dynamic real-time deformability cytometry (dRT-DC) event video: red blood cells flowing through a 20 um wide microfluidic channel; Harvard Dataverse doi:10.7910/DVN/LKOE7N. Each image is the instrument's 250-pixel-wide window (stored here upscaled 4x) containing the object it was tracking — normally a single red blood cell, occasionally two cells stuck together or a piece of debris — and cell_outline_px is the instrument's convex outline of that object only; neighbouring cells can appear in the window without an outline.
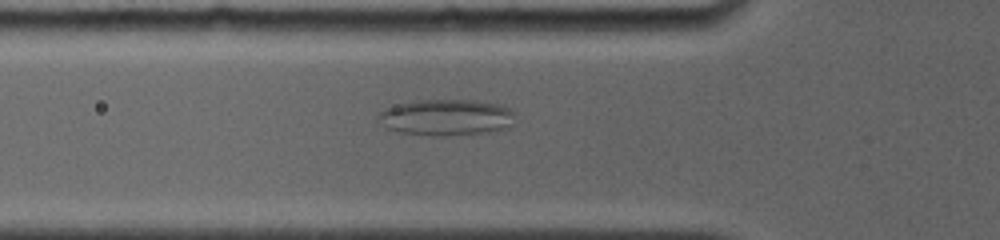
{"species": "common noctule bat (a hibernating species)", "species_latin": "Nyctalus noctula", "temperature_condition": "room temperature", "stored_images_in_passage": 42, "camera_frame_rate_fps": 4000, "um_per_image_px": 0.085, "animal": {"sex": "female", "body_mass_g": 19.0, "forearm_length_mm": 56.7}, "frame": {"image": 1, "passage_image": 17, "time_ms": 5.75, "image_size_px": [1000, 240], "cell_outline_px": [[512, 124], [508, 128], [492, 132], [448, 136], [432, 136], [400, 132], [388, 128], [376, 120], [380, 112], [384, 108], [400, 104], [424, 100], [476, 100], [500, 104], [508, 108], [512, 112]], "centroid_in_image_um": [37.94, 9.99], "position_along_channel_um": 87.9, "area_um2": 28.96}}
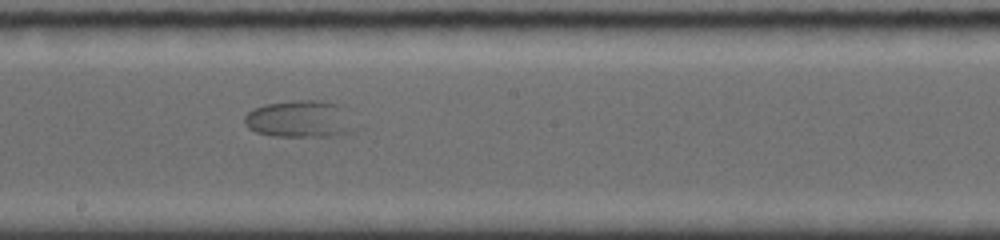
{"frame": {"image": 2, "passage_image": 25, "time_ms": 9.5, "image_size_px": [1000, 240], "cell_outline_px": [[356, 128], [352, 132], [336, 136], [272, 136], [256, 132], [248, 128], [244, 124], [244, 116], [252, 108], [264, 104], [296, 100], [320, 100], [340, 104], [344, 108]], "centroid_in_image_um": [25.48, 10.12], "position_along_channel_um": 222.7, "area_um2": 24.16}}
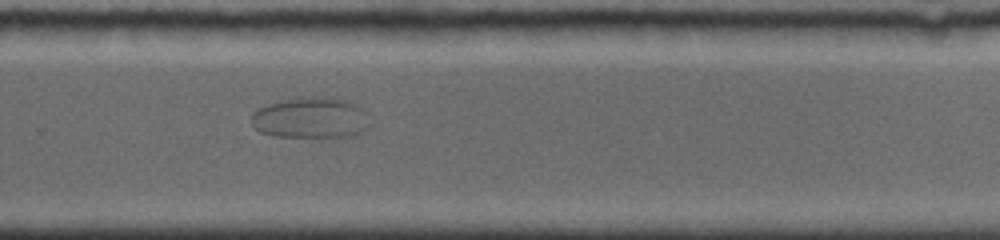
{"frame": {"image": 3, "passage_image": 28, "time_ms": 11.75, "image_size_px": [1000, 240], "cell_outline_px": [[368, 128], [364, 132], [352, 136], [332, 140], [276, 136], [260, 132], [252, 124], [252, 116], [260, 108], [268, 104], [288, 100], [320, 96], [344, 100], [356, 104], [360, 108]], "centroid_in_image_um": [26.43, 10.1], "position_along_channel_um": 303.4, "area_um2": 28.32}}